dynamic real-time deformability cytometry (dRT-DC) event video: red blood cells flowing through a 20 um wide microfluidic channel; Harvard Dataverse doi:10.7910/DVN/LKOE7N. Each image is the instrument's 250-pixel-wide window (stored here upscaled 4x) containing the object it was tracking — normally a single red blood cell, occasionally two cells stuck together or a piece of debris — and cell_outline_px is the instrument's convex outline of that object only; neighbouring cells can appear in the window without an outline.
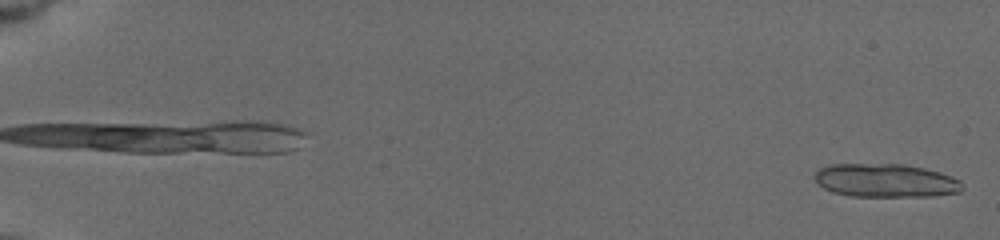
{"species": "common noctule bat (a hibernating species)", "species_latin": "Nyctalus noctula", "temperature_condition": "cold", "stored_images_in_passage": 23, "camera_frame_rate_fps": 3000, "um_per_image_px": 0.085, "animal": {"sex": "female", "body_mass_g": 19.5, "forearm_length_mm": 54.1}, "frame": {"image": 1, "passage_image": 2, "time_ms": 0.333, "image_size_px": [1000, 240], "cell_outline_px": [[964, 188], [960, 192], [932, 196], [852, 196], [832, 192], [824, 188], [816, 180], [816, 172], [820, 168], [828, 164], [900, 164], [924, 168], [940, 172], [952, 176], [960, 180]], "centroid_in_image_um": [75.31, 15.34], "position_along_channel_um": 9.7, "area_um2": 28.73}}